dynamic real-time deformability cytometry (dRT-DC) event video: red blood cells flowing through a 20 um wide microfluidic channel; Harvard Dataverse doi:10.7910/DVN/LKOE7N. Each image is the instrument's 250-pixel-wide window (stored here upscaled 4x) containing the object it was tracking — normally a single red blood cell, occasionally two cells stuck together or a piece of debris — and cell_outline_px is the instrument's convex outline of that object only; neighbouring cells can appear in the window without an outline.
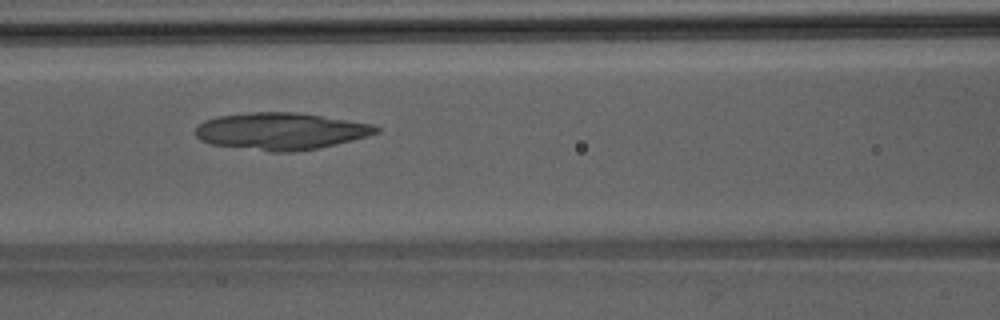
{"species": "Egyptian fruit bat (a non-hibernating species)", "species_latin": "Rousettus aegyptiacus", "temperature_condition": "room temperature", "stored_images_in_passage": 39, "camera_frame_rate_fps": 3000, "um_per_image_px": 0.085, "animal": {"sex": "male"}, "frame": {"image": 1, "passage_image": 12, "time_ms": 3.667, "image_size_px": [1000, 320], "cell_outline_px": [[380, 132], [368, 136], [336, 144], [316, 148], [292, 152], [272, 152], [208, 144], [200, 140], [192, 132], [204, 120], [216, 116], [252, 112], [296, 112], [372, 124], [380, 128]], "centroid_in_image_um": [23.81, 11.15], "position_along_channel_um": 142.8, "area_um2": 39.07}}
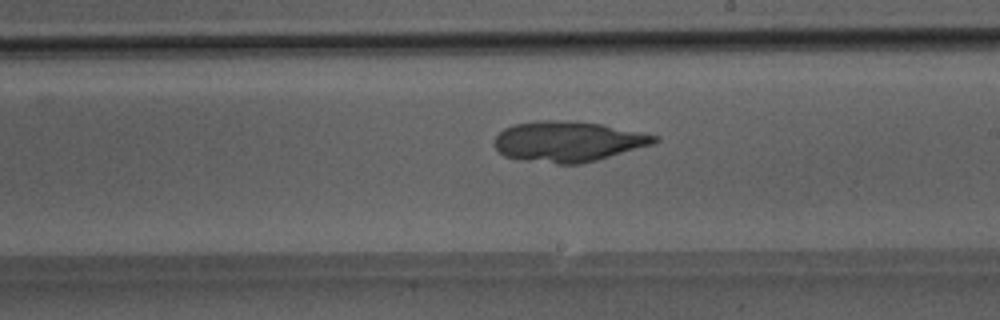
{"frame": {"image": 2, "passage_image": 19, "time_ms": 6.0, "image_size_px": [1000, 320], "cell_outline_px": [[660, 140], [652, 144], [596, 160], [580, 164], [556, 164], [524, 160], [504, 156], [492, 144], [496, 136], [504, 128], [516, 124], [544, 120], [556, 120], [604, 124], [660, 136]], "centroid_in_image_um": [48.28, 12.03], "position_along_channel_um": 240.7, "area_um2": 37.57}}
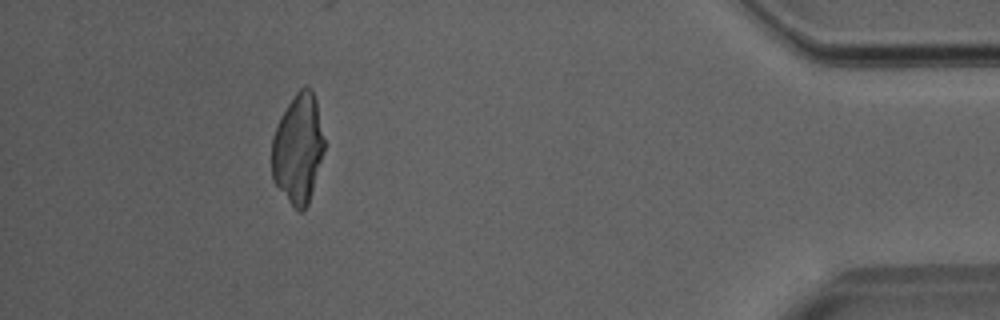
{"frame": {"image": 3, "passage_image": 35, "time_ms": 11.333, "image_size_px": [1000, 320], "cell_outline_px": [[324, 148], [312, 192], [308, 204], [304, 212], [296, 212], [272, 180], [272, 136], [280, 116], [296, 92], [304, 84], [308, 84], [312, 88], [316, 100], [324, 140]], "centroid_in_image_um": [25.32, 12.64], "position_along_channel_um": 409.9, "area_um2": 33.76}}